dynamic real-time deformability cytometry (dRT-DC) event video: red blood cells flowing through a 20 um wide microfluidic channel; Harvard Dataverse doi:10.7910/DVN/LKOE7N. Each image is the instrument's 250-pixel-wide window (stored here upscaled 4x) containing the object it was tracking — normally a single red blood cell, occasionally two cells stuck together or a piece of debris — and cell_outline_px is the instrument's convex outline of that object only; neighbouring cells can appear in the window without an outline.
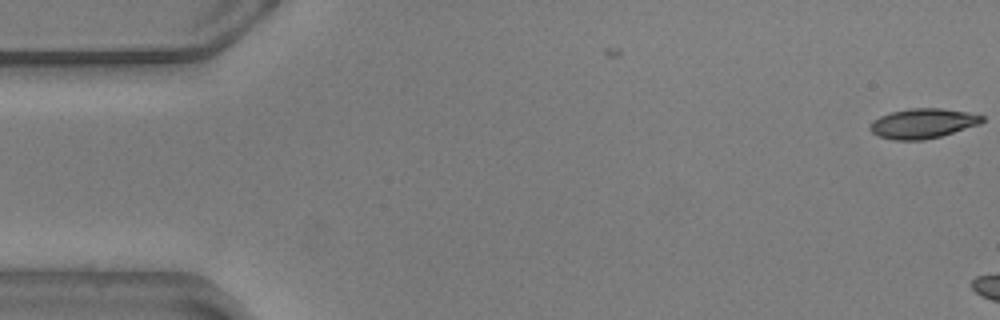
{"species": "common noctule bat (a hibernating species)", "species_latin": "Nyctalus noctula", "temperature_condition": "warm", "stored_images_in_passage": 6, "camera_frame_rate_fps": 3000, "um_per_image_px": 0.085, "animal": {"sex": "male", "body_mass_g": 20.5, "forearm_length_mm": 52.5}, "frame": {"image": 1, "passage_image": 1, "time_ms": 0.0, "image_size_px": [1000, 320], "cell_outline_px": [[984, 120], [980, 124], [940, 136], [924, 140], [892, 140], [880, 136], [872, 132], [868, 128], [872, 120], [880, 116], [892, 112], [908, 108], [940, 108], [968, 112], [984, 116]], "centroid_in_image_um": [78.42, 10.49], "position_along_channel_um": 6.6, "area_um2": 19.48}}